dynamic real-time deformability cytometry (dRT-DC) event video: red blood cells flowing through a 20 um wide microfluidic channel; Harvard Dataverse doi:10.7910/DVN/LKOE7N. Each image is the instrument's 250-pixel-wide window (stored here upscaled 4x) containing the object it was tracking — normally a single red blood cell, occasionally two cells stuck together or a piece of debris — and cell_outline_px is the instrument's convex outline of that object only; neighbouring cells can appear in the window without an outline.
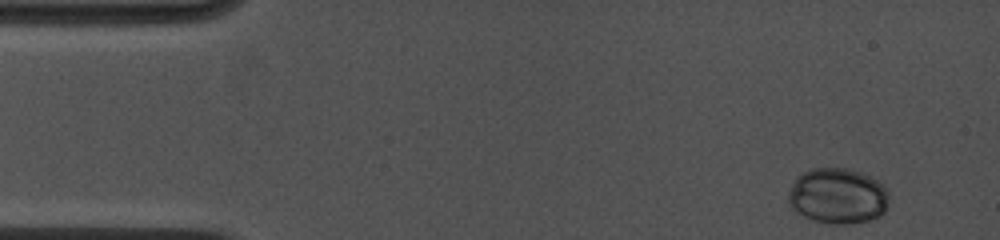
{"species": "common noctule bat (a hibernating species)", "species_latin": "Nyctalus noctula", "temperature_condition": "cold", "stored_images_in_passage": 7, "camera_frame_rate_fps": 4500, "um_per_image_px": 0.085, "animal": {"sex": "female", "body_mass_g": 19.0, "forearm_length_mm": 53.3}, "frame": {"image": 1, "passage_image": 1, "time_ms": 0.0, "image_size_px": [1000, 240], "cell_outline_px": [[888, 204], [884, 212], [880, 216], [868, 220], [848, 224], [828, 224], [804, 216], [796, 212], [788, 204], [788, 192], [796, 176], [812, 168], [848, 168], [860, 172], [884, 184], [888, 188]], "centroid_in_image_um": [71.21, 16.65], "position_along_channel_um": 13.8, "area_um2": 32.89}}